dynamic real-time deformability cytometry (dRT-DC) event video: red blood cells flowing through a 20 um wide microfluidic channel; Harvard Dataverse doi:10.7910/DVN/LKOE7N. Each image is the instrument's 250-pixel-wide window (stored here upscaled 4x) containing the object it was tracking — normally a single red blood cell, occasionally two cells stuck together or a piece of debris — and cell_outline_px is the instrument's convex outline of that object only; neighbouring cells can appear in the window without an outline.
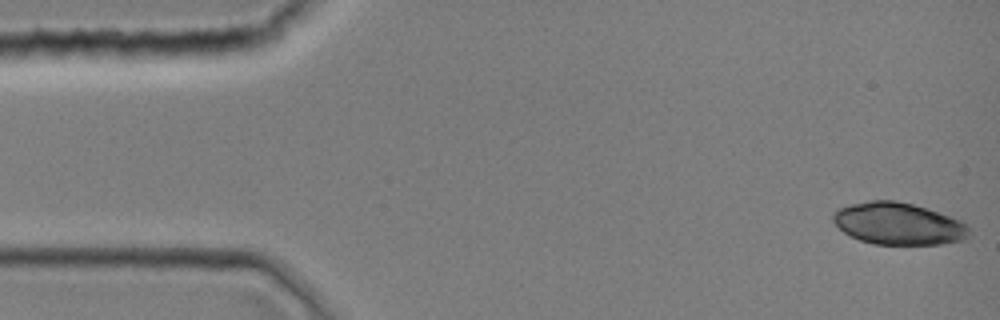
{"species": "common noctule bat (a hibernating species)", "species_latin": "Nyctalus noctula", "temperature_condition": "room temperature", "stored_images_in_passage": 43, "camera_frame_rate_fps": 3000, "um_per_image_px": 0.085, "animal": {"sex": "female", "body_mass_g": 19.0, "forearm_length_mm": 51.5}, "frame": {"image": 1, "passage_image": 1, "time_ms": 0.0, "image_size_px": [1000, 320], "cell_outline_px": [[972, 228], [968, 240], [940, 244], [872, 244], [860, 240], [844, 232], [832, 220], [832, 212], [840, 208], [852, 204], [872, 200], [896, 200], [912, 204], [960, 220], [968, 224]], "centroid_in_image_um": [76.41, 19.03], "position_along_channel_um": 8.6, "area_um2": 33.35}}